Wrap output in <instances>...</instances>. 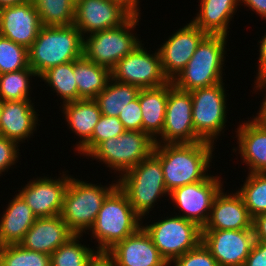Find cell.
<instances>
[{"label": "cell", "instance_id": "1", "mask_svg": "<svg viewBox=\"0 0 266 266\" xmlns=\"http://www.w3.org/2000/svg\"><path fill=\"white\" fill-rule=\"evenodd\" d=\"M214 144H156L153 154L160 160L167 191L204 180L212 161Z\"/></svg>", "mask_w": 266, "mask_h": 266}, {"label": "cell", "instance_id": "2", "mask_svg": "<svg viewBox=\"0 0 266 266\" xmlns=\"http://www.w3.org/2000/svg\"><path fill=\"white\" fill-rule=\"evenodd\" d=\"M83 56V37L74 25L42 26L28 48L29 66L40 77L48 69Z\"/></svg>", "mask_w": 266, "mask_h": 266}, {"label": "cell", "instance_id": "3", "mask_svg": "<svg viewBox=\"0 0 266 266\" xmlns=\"http://www.w3.org/2000/svg\"><path fill=\"white\" fill-rule=\"evenodd\" d=\"M141 220L125 192L117 185L103 201L90 228L98 242L97 252L107 253L118 242L135 233L142 226Z\"/></svg>", "mask_w": 266, "mask_h": 266}, {"label": "cell", "instance_id": "4", "mask_svg": "<svg viewBox=\"0 0 266 266\" xmlns=\"http://www.w3.org/2000/svg\"><path fill=\"white\" fill-rule=\"evenodd\" d=\"M226 39L225 35L207 34L198 44L187 65L172 81L173 85L190 92L223 82Z\"/></svg>", "mask_w": 266, "mask_h": 266}, {"label": "cell", "instance_id": "5", "mask_svg": "<svg viewBox=\"0 0 266 266\" xmlns=\"http://www.w3.org/2000/svg\"><path fill=\"white\" fill-rule=\"evenodd\" d=\"M109 185L87 183L71 176L60 216L73 234L83 235L94 225L103 201L118 182Z\"/></svg>", "mask_w": 266, "mask_h": 266}, {"label": "cell", "instance_id": "6", "mask_svg": "<svg viewBox=\"0 0 266 266\" xmlns=\"http://www.w3.org/2000/svg\"><path fill=\"white\" fill-rule=\"evenodd\" d=\"M119 177L118 186L141 218L145 219L161 196L169 195L160 160L154 154Z\"/></svg>", "mask_w": 266, "mask_h": 266}, {"label": "cell", "instance_id": "7", "mask_svg": "<svg viewBox=\"0 0 266 266\" xmlns=\"http://www.w3.org/2000/svg\"><path fill=\"white\" fill-rule=\"evenodd\" d=\"M139 14L140 10L138 9L121 26L83 37V56L111 71L118 61L143 42L139 41L136 33L132 32L141 19Z\"/></svg>", "mask_w": 266, "mask_h": 266}, {"label": "cell", "instance_id": "8", "mask_svg": "<svg viewBox=\"0 0 266 266\" xmlns=\"http://www.w3.org/2000/svg\"><path fill=\"white\" fill-rule=\"evenodd\" d=\"M155 145V140L149 134L126 130L120 136L101 142L88 157L99 159L122 176L151 156Z\"/></svg>", "mask_w": 266, "mask_h": 266}, {"label": "cell", "instance_id": "9", "mask_svg": "<svg viewBox=\"0 0 266 266\" xmlns=\"http://www.w3.org/2000/svg\"><path fill=\"white\" fill-rule=\"evenodd\" d=\"M163 219L146 226L142 224V227L162 257L171 265L176 258L195 249L202 242V228L179 215Z\"/></svg>", "mask_w": 266, "mask_h": 266}, {"label": "cell", "instance_id": "10", "mask_svg": "<svg viewBox=\"0 0 266 266\" xmlns=\"http://www.w3.org/2000/svg\"><path fill=\"white\" fill-rule=\"evenodd\" d=\"M224 83L192 91V121L195 133L203 140L214 144V140L225 128L227 121L226 92Z\"/></svg>", "mask_w": 266, "mask_h": 266}, {"label": "cell", "instance_id": "11", "mask_svg": "<svg viewBox=\"0 0 266 266\" xmlns=\"http://www.w3.org/2000/svg\"><path fill=\"white\" fill-rule=\"evenodd\" d=\"M137 10L129 0H78L73 24L85 37L121 26Z\"/></svg>", "mask_w": 266, "mask_h": 266}, {"label": "cell", "instance_id": "12", "mask_svg": "<svg viewBox=\"0 0 266 266\" xmlns=\"http://www.w3.org/2000/svg\"><path fill=\"white\" fill-rule=\"evenodd\" d=\"M142 45L140 43L131 53L117 62L111 70V78L140 89L160 87L169 83L163 72L158 50L150 54V51L144 49Z\"/></svg>", "mask_w": 266, "mask_h": 266}, {"label": "cell", "instance_id": "13", "mask_svg": "<svg viewBox=\"0 0 266 266\" xmlns=\"http://www.w3.org/2000/svg\"><path fill=\"white\" fill-rule=\"evenodd\" d=\"M156 144L197 143L203 141L196 133L192 121V97L189 91L168 83L165 122Z\"/></svg>", "mask_w": 266, "mask_h": 266}, {"label": "cell", "instance_id": "14", "mask_svg": "<svg viewBox=\"0 0 266 266\" xmlns=\"http://www.w3.org/2000/svg\"><path fill=\"white\" fill-rule=\"evenodd\" d=\"M219 178L210 174L204 180L184 185L170 192L169 198L183 213L178 215L203 228L208 221L213 200L223 187Z\"/></svg>", "mask_w": 266, "mask_h": 266}, {"label": "cell", "instance_id": "15", "mask_svg": "<svg viewBox=\"0 0 266 266\" xmlns=\"http://www.w3.org/2000/svg\"><path fill=\"white\" fill-rule=\"evenodd\" d=\"M202 243L218 266H243L255 243L253 229H202Z\"/></svg>", "mask_w": 266, "mask_h": 266}, {"label": "cell", "instance_id": "16", "mask_svg": "<svg viewBox=\"0 0 266 266\" xmlns=\"http://www.w3.org/2000/svg\"><path fill=\"white\" fill-rule=\"evenodd\" d=\"M207 34L192 21L180 28L158 48L162 69L169 81L184 69Z\"/></svg>", "mask_w": 266, "mask_h": 266}, {"label": "cell", "instance_id": "17", "mask_svg": "<svg viewBox=\"0 0 266 266\" xmlns=\"http://www.w3.org/2000/svg\"><path fill=\"white\" fill-rule=\"evenodd\" d=\"M70 178L66 174L58 179L45 176L36 178L30 180L22 190H18V194L37 218L57 216L61 214L63 197Z\"/></svg>", "mask_w": 266, "mask_h": 266}, {"label": "cell", "instance_id": "18", "mask_svg": "<svg viewBox=\"0 0 266 266\" xmlns=\"http://www.w3.org/2000/svg\"><path fill=\"white\" fill-rule=\"evenodd\" d=\"M42 28L33 1L0 8V35L29 48Z\"/></svg>", "mask_w": 266, "mask_h": 266}, {"label": "cell", "instance_id": "19", "mask_svg": "<svg viewBox=\"0 0 266 266\" xmlns=\"http://www.w3.org/2000/svg\"><path fill=\"white\" fill-rule=\"evenodd\" d=\"M106 254L116 266H169L142 226Z\"/></svg>", "mask_w": 266, "mask_h": 266}, {"label": "cell", "instance_id": "20", "mask_svg": "<svg viewBox=\"0 0 266 266\" xmlns=\"http://www.w3.org/2000/svg\"><path fill=\"white\" fill-rule=\"evenodd\" d=\"M252 222L253 218L237 191L227 195L221 189L213 200L208 221L202 229L246 230L253 229Z\"/></svg>", "mask_w": 266, "mask_h": 266}, {"label": "cell", "instance_id": "21", "mask_svg": "<svg viewBox=\"0 0 266 266\" xmlns=\"http://www.w3.org/2000/svg\"><path fill=\"white\" fill-rule=\"evenodd\" d=\"M74 234L60 215L36 218L19 243L22 247L51 255Z\"/></svg>", "mask_w": 266, "mask_h": 266}, {"label": "cell", "instance_id": "22", "mask_svg": "<svg viewBox=\"0 0 266 266\" xmlns=\"http://www.w3.org/2000/svg\"><path fill=\"white\" fill-rule=\"evenodd\" d=\"M31 100L3 101L0 117V136L18 144L33 135L38 115Z\"/></svg>", "mask_w": 266, "mask_h": 266}, {"label": "cell", "instance_id": "23", "mask_svg": "<svg viewBox=\"0 0 266 266\" xmlns=\"http://www.w3.org/2000/svg\"><path fill=\"white\" fill-rule=\"evenodd\" d=\"M240 157L249 173L266 172V128L254 118L237 128Z\"/></svg>", "mask_w": 266, "mask_h": 266}, {"label": "cell", "instance_id": "24", "mask_svg": "<svg viewBox=\"0 0 266 266\" xmlns=\"http://www.w3.org/2000/svg\"><path fill=\"white\" fill-rule=\"evenodd\" d=\"M36 218L31 208L17 193L0 220V246L19 244Z\"/></svg>", "mask_w": 266, "mask_h": 266}, {"label": "cell", "instance_id": "25", "mask_svg": "<svg viewBox=\"0 0 266 266\" xmlns=\"http://www.w3.org/2000/svg\"><path fill=\"white\" fill-rule=\"evenodd\" d=\"M200 9L197 16L191 20L206 34L225 35L232 17L237 12L239 0H199ZM234 14V15H233Z\"/></svg>", "mask_w": 266, "mask_h": 266}, {"label": "cell", "instance_id": "26", "mask_svg": "<svg viewBox=\"0 0 266 266\" xmlns=\"http://www.w3.org/2000/svg\"><path fill=\"white\" fill-rule=\"evenodd\" d=\"M138 99L142 112V131L157 140L165 122L168 83L160 87L141 89Z\"/></svg>", "mask_w": 266, "mask_h": 266}, {"label": "cell", "instance_id": "27", "mask_svg": "<svg viewBox=\"0 0 266 266\" xmlns=\"http://www.w3.org/2000/svg\"><path fill=\"white\" fill-rule=\"evenodd\" d=\"M65 120L75 135L80 137L78 151L91 137L102 113L94 99H80L62 105Z\"/></svg>", "mask_w": 266, "mask_h": 266}, {"label": "cell", "instance_id": "28", "mask_svg": "<svg viewBox=\"0 0 266 266\" xmlns=\"http://www.w3.org/2000/svg\"><path fill=\"white\" fill-rule=\"evenodd\" d=\"M74 76L78 100L94 99L106 87L111 78V71L82 56L74 61Z\"/></svg>", "mask_w": 266, "mask_h": 266}, {"label": "cell", "instance_id": "29", "mask_svg": "<svg viewBox=\"0 0 266 266\" xmlns=\"http://www.w3.org/2000/svg\"><path fill=\"white\" fill-rule=\"evenodd\" d=\"M140 88L110 78L106 87L94 98L102 115L118 117L125 106L138 97Z\"/></svg>", "mask_w": 266, "mask_h": 266}, {"label": "cell", "instance_id": "30", "mask_svg": "<svg viewBox=\"0 0 266 266\" xmlns=\"http://www.w3.org/2000/svg\"><path fill=\"white\" fill-rule=\"evenodd\" d=\"M39 78L52 87L62 98L63 104L78 100V89L74 76V61L57 65L45 71Z\"/></svg>", "mask_w": 266, "mask_h": 266}, {"label": "cell", "instance_id": "31", "mask_svg": "<svg viewBox=\"0 0 266 266\" xmlns=\"http://www.w3.org/2000/svg\"><path fill=\"white\" fill-rule=\"evenodd\" d=\"M83 235H73L58 247L51 256V266H89L97 251L79 243Z\"/></svg>", "mask_w": 266, "mask_h": 266}, {"label": "cell", "instance_id": "32", "mask_svg": "<svg viewBox=\"0 0 266 266\" xmlns=\"http://www.w3.org/2000/svg\"><path fill=\"white\" fill-rule=\"evenodd\" d=\"M42 26H68L74 23L73 0H32Z\"/></svg>", "mask_w": 266, "mask_h": 266}, {"label": "cell", "instance_id": "33", "mask_svg": "<svg viewBox=\"0 0 266 266\" xmlns=\"http://www.w3.org/2000/svg\"><path fill=\"white\" fill-rule=\"evenodd\" d=\"M237 193L243 199L252 218L266 213V172L248 173Z\"/></svg>", "mask_w": 266, "mask_h": 266}, {"label": "cell", "instance_id": "34", "mask_svg": "<svg viewBox=\"0 0 266 266\" xmlns=\"http://www.w3.org/2000/svg\"><path fill=\"white\" fill-rule=\"evenodd\" d=\"M37 74L29 66L25 69L0 74V99L2 101L31 100L30 78Z\"/></svg>", "mask_w": 266, "mask_h": 266}, {"label": "cell", "instance_id": "35", "mask_svg": "<svg viewBox=\"0 0 266 266\" xmlns=\"http://www.w3.org/2000/svg\"><path fill=\"white\" fill-rule=\"evenodd\" d=\"M0 266H51V256L9 244L0 246Z\"/></svg>", "mask_w": 266, "mask_h": 266}, {"label": "cell", "instance_id": "36", "mask_svg": "<svg viewBox=\"0 0 266 266\" xmlns=\"http://www.w3.org/2000/svg\"><path fill=\"white\" fill-rule=\"evenodd\" d=\"M29 67L28 49L0 35V74Z\"/></svg>", "mask_w": 266, "mask_h": 266}, {"label": "cell", "instance_id": "37", "mask_svg": "<svg viewBox=\"0 0 266 266\" xmlns=\"http://www.w3.org/2000/svg\"><path fill=\"white\" fill-rule=\"evenodd\" d=\"M126 130L118 117L102 115L97 122L92 137L78 150L86 157L103 141L120 136Z\"/></svg>", "mask_w": 266, "mask_h": 266}, {"label": "cell", "instance_id": "38", "mask_svg": "<svg viewBox=\"0 0 266 266\" xmlns=\"http://www.w3.org/2000/svg\"><path fill=\"white\" fill-rule=\"evenodd\" d=\"M173 264L175 266H218L217 261L202 242L195 249L176 258Z\"/></svg>", "mask_w": 266, "mask_h": 266}, {"label": "cell", "instance_id": "39", "mask_svg": "<svg viewBox=\"0 0 266 266\" xmlns=\"http://www.w3.org/2000/svg\"><path fill=\"white\" fill-rule=\"evenodd\" d=\"M118 119L122 122L125 130L142 131V112L138 97L125 106Z\"/></svg>", "mask_w": 266, "mask_h": 266}, {"label": "cell", "instance_id": "40", "mask_svg": "<svg viewBox=\"0 0 266 266\" xmlns=\"http://www.w3.org/2000/svg\"><path fill=\"white\" fill-rule=\"evenodd\" d=\"M17 145L14 140L0 136V174L9 170L18 161L20 150Z\"/></svg>", "mask_w": 266, "mask_h": 266}, {"label": "cell", "instance_id": "41", "mask_svg": "<svg viewBox=\"0 0 266 266\" xmlns=\"http://www.w3.org/2000/svg\"><path fill=\"white\" fill-rule=\"evenodd\" d=\"M243 266H266V243L255 241Z\"/></svg>", "mask_w": 266, "mask_h": 266}, {"label": "cell", "instance_id": "42", "mask_svg": "<svg viewBox=\"0 0 266 266\" xmlns=\"http://www.w3.org/2000/svg\"><path fill=\"white\" fill-rule=\"evenodd\" d=\"M252 228L255 241L266 243V213L259 214L253 218Z\"/></svg>", "mask_w": 266, "mask_h": 266}, {"label": "cell", "instance_id": "43", "mask_svg": "<svg viewBox=\"0 0 266 266\" xmlns=\"http://www.w3.org/2000/svg\"><path fill=\"white\" fill-rule=\"evenodd\" d=\"M262 40V41H261ZM261 44H259V67H258V72L256 73L257 74V77H256V81H259V80H263V79H266V32H265V35L262 36V38L260 39V42Z\"/></svg>", "mask_w": 266, "mask_h": 266}, {"label": "cell", "instance_id": "44", "mask_svg": "<svg viewBox=\"0 0 266 266\" xmlns=\"http://www.w3.org/2000/svg\"><path fill=\"white\" fill-rule=\"evenodd\" d=\"M254 89L256 88L257 90H261L262 88L265 89L266 88V79L263 80H259L257 82H255L254 84ZM264 101L261 103V107L259 112L257 113V116L254 117V119L256 121H258L263 127L266 128V94L265 97L263 99Z\"/></svg>", "mask_w": 266, "mask_h": 266}, {"label": "cell", "instance_id": "45", "mask_svg": "<svg viewBox=\"0 0 266 266\" xmlns=\"http://www.w3.org/2000/svg\"><path fill=\"white\" fill-rule=\"evenodd\" d=\"M245 6L249 7L252 11H255L259 16L266 19V0H239Z\"/></svg>", "mask_w": 266, "mask_h": 266}, {"label": "cell", "instance_id": "46", "mask_svg": "<svg viewBox=\"0 0 266 266\" xmlns=\"http://www.w3.org/2000/svg\"><path fill=\"white\" fill-rule=\"evenodd\" d=\"M89 266H116V263L106 253H98Z\"/></svg>", "mask_w": 266, "mask_h": 266}, {"label": "cell", "instance_id": "47", "mask_svg": "<svg viewBox=\"0 0 266 266\" xmlns=\"http://www.w3.org/2000/svg\"><path fill=\"white\" fill-rule=\"evenodd\" d=\"M30 0H0V8L26 3Z\"/></svg>", "mask_w": 266, "mask_h": 266}, {"label": "cell", "instance_id": "48", "mask_svg": "<svg viewBox=\"0 0 266 266\" xmlns=\"http://www.w3.org/2000/svg\"><path fill=\"white\" fill-rule=\"evenodd\" d=\"M136 8H140L139 7V0H129ZM138 6V7H137Z\"/></svg>", "mask_w": 266, "mask_h": 266}, {"label": "cell", "instance_id": "49", "mask_svg": "<svg viewBox=\"0 0 266 266\" xmlns=\"http://www.w3.org/2000/svg\"><path fill=\"white\" fill-rule=\"evenodd\" d=\"M2 105H3V101L0 99V117H1Z\"/></svg>", "mask_w": 266, "mask_h": 266}]
</instances>
